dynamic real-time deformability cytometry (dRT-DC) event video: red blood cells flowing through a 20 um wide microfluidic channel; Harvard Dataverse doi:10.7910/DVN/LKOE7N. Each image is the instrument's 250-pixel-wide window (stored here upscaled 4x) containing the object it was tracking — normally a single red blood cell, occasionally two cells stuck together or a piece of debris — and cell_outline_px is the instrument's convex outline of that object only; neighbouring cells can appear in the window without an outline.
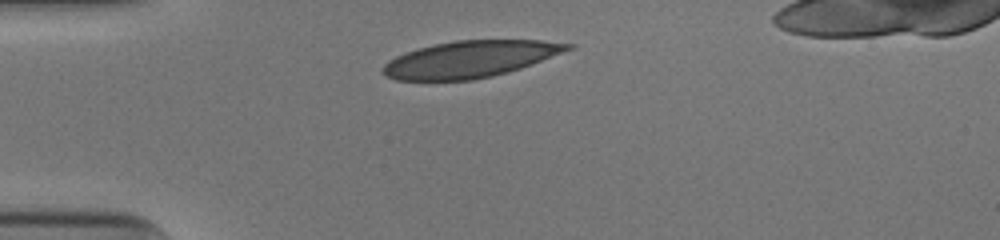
{"species": "human", "species_latin": "Homo sapiens", "temperature_condition": "cold", "stored_images_in_passage": 30, "camera_frame_rate_fps": 3000, "um_per_image_px": 0.085, "donor": {"sex": "male"}, "frame": {"image": 1, "passage_image": 1, "time_ms": 0.0, "image_size_px": [1000, 240], "cell_outline_px": [[576, 44], [572, 48], [532, 64], [508, 72], [492, 76], [472, 80], [396, 80], [380, 72], [380, 68], [388, 60], [396, 56], [420, 48], [436, 44], [456, 40], [540, 40]], "centroid_in_image_um": [39.94, 5.03], "position_along_channel_um": 45.1, "area_um2": 39.19}}
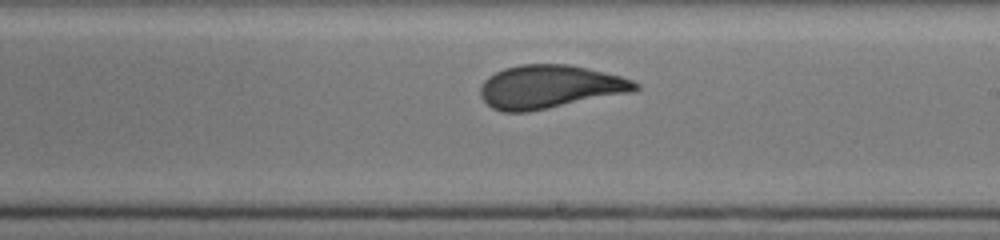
{"frame": {"image": 2, "passage_image": 18, "time_ms": 5.667, "image_size_px": [1000, 240], "cell_outline_px": [[640, 88], [632, 92], [528, 112], [504, 112], [492, 108], [480, 96], [480, 88], [484, 80], [488, 76], [504, 68], [520, 64], [568, 64], [604, 72], [620, 76], [632, 80], [640, 84]], "centroid_in_image_um": [46.71, 7.38], "position_along_channel_um": 242.3, "area_um2": 39.07}}
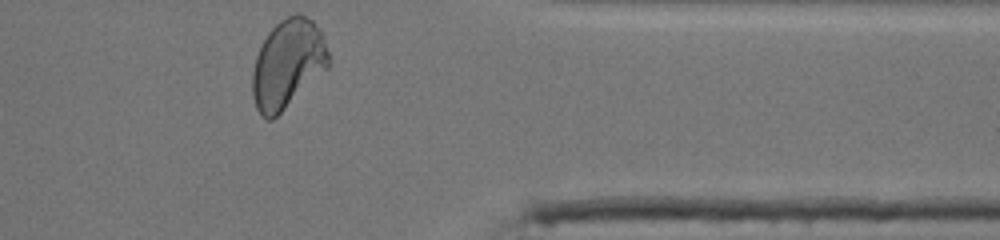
{"frame": {"image": 3, "passage_image": 30, "time_ms": 9.667, "image_size_px": [1000, 240], "cell_outline_px": [[332, 64], [328, 68], [272, 120], [268, 120], [260, 116], [256, 108], [252, 96], [252, 72], [256, 56], [268, 32], [280, 20], [296, 12], [300, 12], [312, 20], [324, 32], [332, 60]], "centroid_in_image_um": [24.5, 5.4], "position_along_channel_um": 386.9, "area_um2": 40.0}, "authors_computed_cell_mechanics": {"area_um2": 39.1306, "velocity_mm_per_s": 3.9263, "shape_relaxation_time_tau1_ms": 5.4003, "shape_relaxation_time_tau2_ms": 0.8354, "deformation_change_tau1": 0.197, "deformation_change_tau2": 0.0509}}